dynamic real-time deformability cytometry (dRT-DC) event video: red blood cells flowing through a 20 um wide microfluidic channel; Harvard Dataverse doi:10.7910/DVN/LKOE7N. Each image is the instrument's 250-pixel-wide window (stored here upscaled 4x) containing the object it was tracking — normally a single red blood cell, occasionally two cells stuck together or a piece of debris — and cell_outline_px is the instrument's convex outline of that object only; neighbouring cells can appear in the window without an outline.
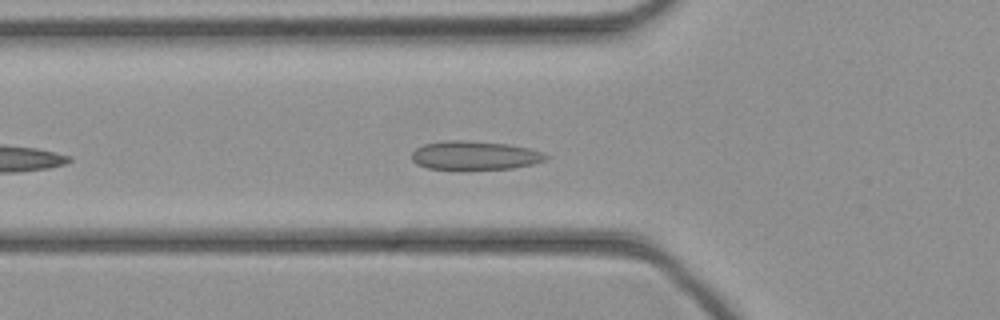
{"species": "common noctule bat (a hibernating species)", "species_latin": "Nyctalus noctula", "temperature_condition": "cold", "stored_images_in_passage": 34, "camera_frame_rate_fps": 3000, "um_per_image_px": 0.085, "animal": {"sex": "female", "body_mass_g": 21.9}, "frame": {"image": 1, "passage_image": 6, "time_ms": 1.667, "image_size_px": [1000, 320], "cell_outline_px": [[548, 156], [544, 160], [532, 164], [512, 168], [464, 172], [460, 172], [428, 168], [416, 164], [412, 160], [412, 152], [416, 148], [424, 144], [448, 140], [464, 140], [508, 144], [528, 148], [544, 152]], "centroid_in_image_um": [40.31, 13.25], "position_along_channel_um": 85.5, "area_um2": 23.29}}
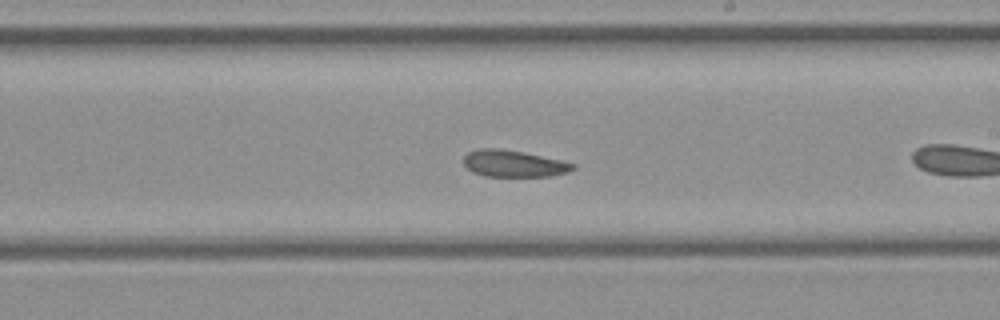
{"frame": {"image": 2, "passage_image": 14, "time_ms": 4.333, "image_size_px": [1000, 320], "cell_outline_px": [[576, 168], [568, 172], [548, 176], [484, 176], [472, 172], [464, 164], [464, 156], [468, 152], [476, 148], [500, 148], [524, 152], [560, 160], [576, 164]], "centroid_in_image_um": [43.64, 13.89], "position_along_channel_um": 245.4, "area_um2": 17.05}}
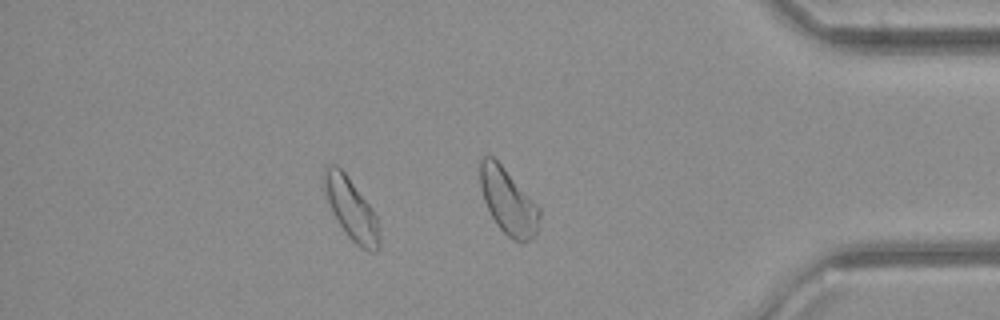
{"frame": {"image": 3, "passage_image": 28, "time_ms": 9.0, "image_size_px": [1000, 320], "cell_outline_px": [[380, 248], [376, 252], [368, 252], [360, 248], [348, 236], [332, 212], [324, 192], [324, 168], [328, 164], [336, 164], [344, 172], [372, 208], [376, 216], [380, 228]], "centroid_in_image_um": [29.88, 17.8], "position_along_channel_um": 405.3, "area_um2": 19.83}}